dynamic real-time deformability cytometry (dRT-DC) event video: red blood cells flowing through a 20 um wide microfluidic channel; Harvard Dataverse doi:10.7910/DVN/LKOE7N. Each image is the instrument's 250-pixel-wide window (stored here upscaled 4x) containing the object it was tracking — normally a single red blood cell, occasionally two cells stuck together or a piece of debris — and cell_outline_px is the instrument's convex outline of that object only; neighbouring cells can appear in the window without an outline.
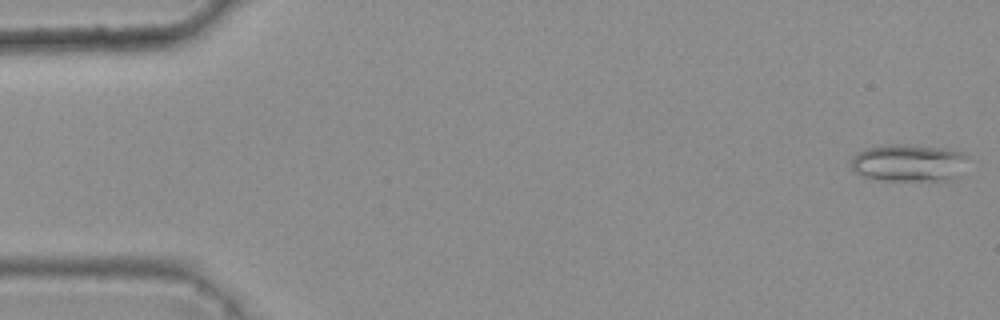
{"species": "common noctule bat (a hibernating species)", "species_latin": "Nyctalus noctula", "temperature_condition": "warm", "stored_images_in_passage": 16, "camera_frame_rate_fps": 3000, "um_per_image_px": 0.085, "animal": {"sex": "female", "body_mass_g": 25.1}, "frame": {"image": 1, "passage_image": 1, "time_ms": 0.0, "image_size_px": [1000, 320], "cell_outline_px": [[968, 156], [960, 176], [952, 180], [880, 180], [864, 176], [852, 172], [848, 164], [852, 156], [864, 148], [888, 144], [904, 144], [948, 148], [960, 152]], "centroid_in_image_um": [77.2, 13.84], "position_along_channel_um": 7.8, "area_um2": 25.95}}